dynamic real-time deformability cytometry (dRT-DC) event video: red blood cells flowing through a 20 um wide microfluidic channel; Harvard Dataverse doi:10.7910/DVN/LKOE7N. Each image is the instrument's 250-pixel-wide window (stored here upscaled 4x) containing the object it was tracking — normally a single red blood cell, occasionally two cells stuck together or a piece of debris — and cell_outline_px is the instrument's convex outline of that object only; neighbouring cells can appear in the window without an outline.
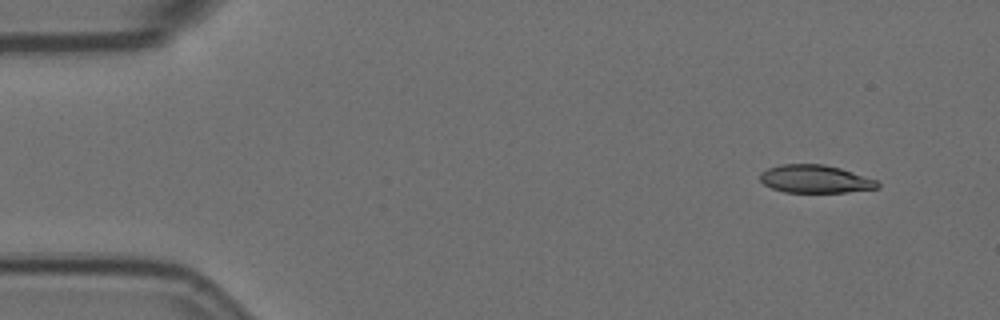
{"species": "Egyptian fruit bat (a non-hibernating species)", "species_latin": "Rousettus aegyptiacus", "temperature_condition": "room temperature", "stored_images_in_passage": 14, "camera_frame_rate_fps": 3000, "um_per_image_px": 0.085, "animal": {"sex": "female"}, "frame": {"image": 1, "passage_image": 1, "time_ms": 0.0, "image_size_px": [1000, 320], "cell_outline_px": [[880, 188], [844, 192], [784, 192], [772, 188], [764, 184], [760, 180], [760, 172], [768, 168], [780, 164], [824, 164], [840, 168], [876, 180], [880, 184]], "centroid_in_image_um": [69.27, 15.21], "position_along_channel_um": 15.7, "area_um2": 19.07}}
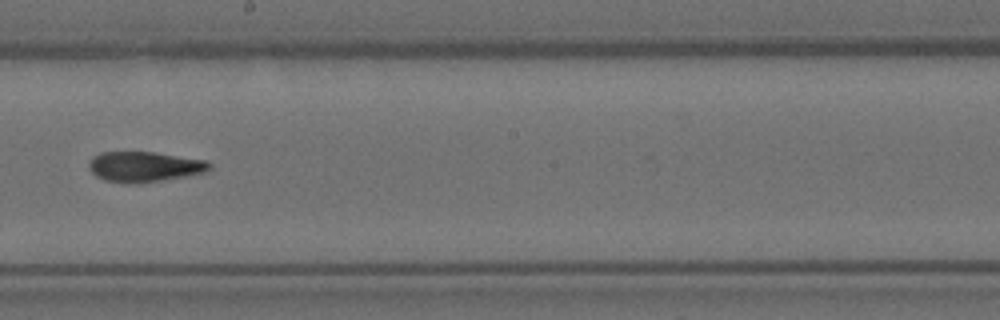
{"frame": {"image": 2, "passage_image": 8, "time_ms": 2.333, "image_size_px": [1000, 320], "cell_outline_px": [[212, 168], [204, 172], [188, 176], [136, 184], [124, 184], [104, 180], [96, 176], [88, 168], [88, 164], [92, 156], [100, 152], [152, 152], [204, 160], [212, 164]], "centroid_in_image_um": [12.23, 14.18], "position_along_channel_um": 236.0, "area_um2": 21.44}}
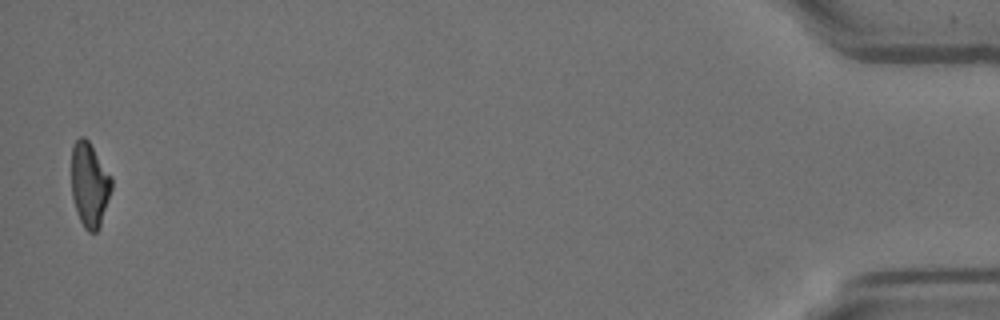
{"frame": {"image": 3, "passage_image": 14, "time_ms": 4.333, "image_size_px": [1000, 320], "cell_outline_px": [[112, 188], [100, 228], [96, 232], [88, 232], [84, 228], [80, 220], [72, 196], [72, 144], [80, 136], [84, 136], [88, 140], [112, 176]], "centroid_in_image_um": [7.62, 15.69], "position_along_channel_um": 427.6, "area_um2": 19.83}}